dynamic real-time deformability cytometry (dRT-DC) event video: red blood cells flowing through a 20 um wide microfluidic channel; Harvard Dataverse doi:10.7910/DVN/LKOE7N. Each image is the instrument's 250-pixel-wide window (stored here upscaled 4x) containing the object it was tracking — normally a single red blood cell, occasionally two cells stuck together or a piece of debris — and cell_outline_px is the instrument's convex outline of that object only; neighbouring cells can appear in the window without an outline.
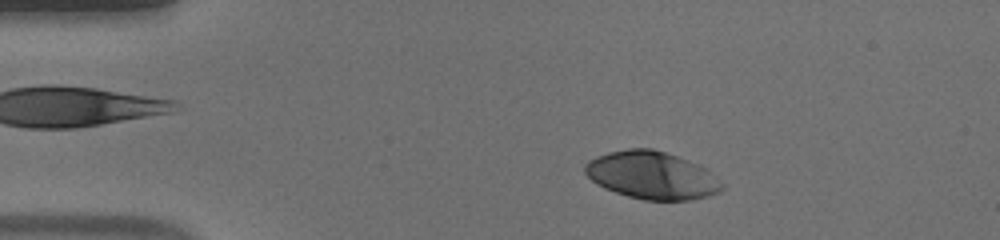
{"species": "human", "species_latin": "Homo sapiens", "temperature_condition": "warm", "stored_images_in_passage": 49, "camera_frame_rate_fps": 3000, "um_per_image_px": 0.085, "donor": {"sex": "male"}, "frame": {"image": 1, "passage_image": 6, "time_ms": 1.667, "image_size_px": [1000, 240], "cell_outline_px": [[724, 188], [720, 192], [708, 196], [688, 200], [644, 200], [628, 196], [604, 188], [596, 184], [584, 172], [584, 164], [588, 160], [596, 156], [608, 152], [628, 148], [652, 148], [688, 160], [708, 168], [724, 184]], "centroid_in_image_um": [55.42, 14.9], "position_along_channel_um": 29.6, "area_um2": 38.26}}
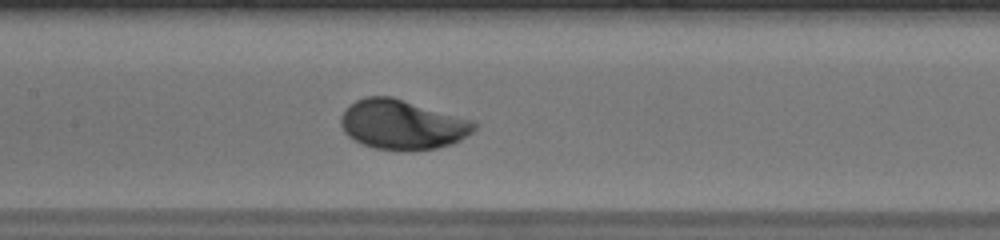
{"frame": {"image": 2, "passage_image": 22, "time_ms": 7.0, "image_size_px": [1000, 240], "cell_outline_px": [[476, 128], [472, 132], [460, 140], [452, 144], [436, 148], [376, 148], [364, 144], [348, 136], [344, 132], [340, 124], [340, 116], [344, 108], [356, 100], [364, 96], [392, 96], [476, 120]], "centroid_in_image_um": [34.2, 10.53], "position_along_channel_um": 173.2, "area_um2": 38.32}}
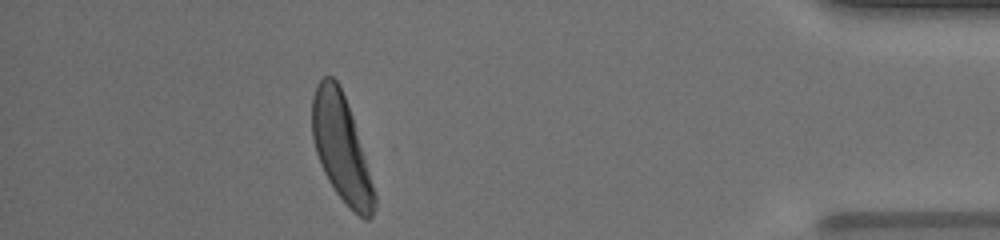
{"frame": {"image": 3, "passage_image": 44, "time_ms": 14.333, "image_size_px": [1000, 240], "cell_outline_px": [[376, 208], [372, 216], [368, 220], [364, 220], [336, 192], [328, 180], [320, 164], [316, 152], [312, 136], [312, 96], [316, 84], [324, 76], [332, 76], [336, 80], [344, 96], [352, 116], [376, 196]], "centroid_in_image_um": [28.99, 12.58], "position_along_channel_um": 406.2, "area_um2": 37.74}, "authors_computed_cell_mechanics": {"area_um2": 37.9746, "velocity_mm_per_s": 3.8414, "shape_relaxation_time_tau1_ms": 1.5234, "shape_relaxation_time_tau2_ms": null, "deformation_change_tau1": 0.1507, "deformation_change_tau2": null}}